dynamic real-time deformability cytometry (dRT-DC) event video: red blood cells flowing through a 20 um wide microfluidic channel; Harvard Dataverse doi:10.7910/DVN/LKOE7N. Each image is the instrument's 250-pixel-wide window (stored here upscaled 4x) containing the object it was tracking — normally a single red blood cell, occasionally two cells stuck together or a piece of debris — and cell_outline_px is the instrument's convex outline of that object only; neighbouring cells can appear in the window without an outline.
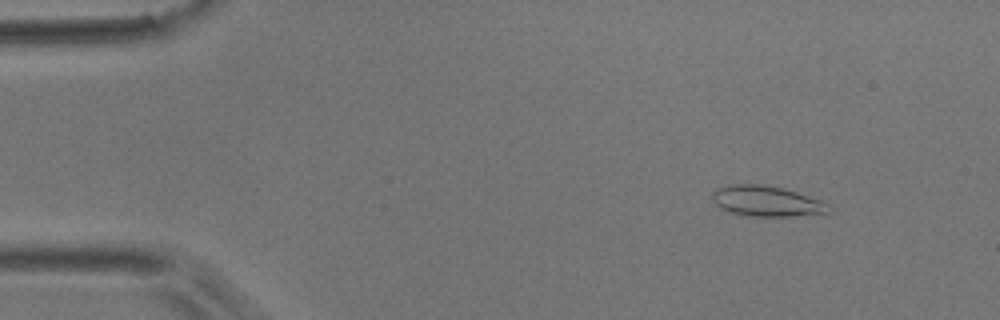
{"species": "common noctule bat (a hibernating species)", "species_latin": "Nyctalus noctula", "temperature_condition": "room temperature", "stored_images_in_passage": 52, "camera_frame_rate_fps": 3000, "um_per_image_px": 0.085, "animal": {"sex": "male", "body_mass_g": 17.9}, "frame": {"image": 1, "passage_image": 6, "time_ms": 1.667, "image_size_px": [1000, 320], "cell_outline_px": [[832, 212], [792, 216], [748, 216], [732, 212], [720, 208], [712, 200], [712, 192], [716, 188], [728, 184], [760, 184], [784, 188], [832, 204]], "centroid_in_image_um": [65.17, 17.09], "position_along_channel_um": 19.8, "area_um2": 20.87}}
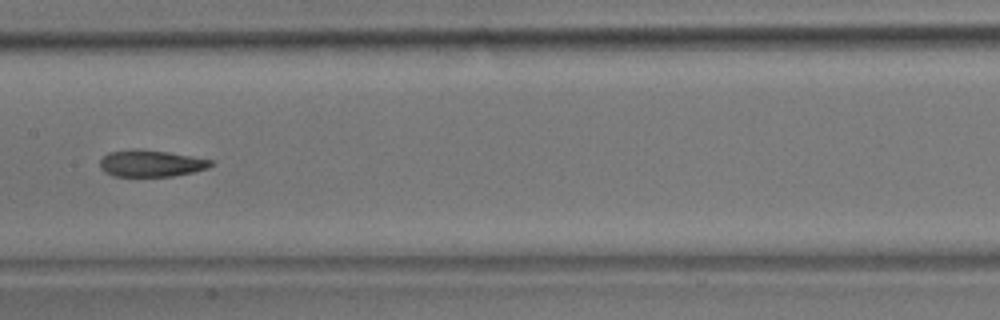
{"frame": {"image": 2, "passage_image": 26, "time_ms": 8.333, "image_size_px": [1000, 320], "cell_outline_px": [[216, 164], [208, 168], [192, 172], [172, 176], [112, 176], [104, 172], [100, 168], [100, 160], [108, 152], [132, 148], [168, 152], [212, 160]], "centroid_in_image_um": [12.81, 13.88], "position_along_channel_um": 194.6, "area_um2": 17.34}}
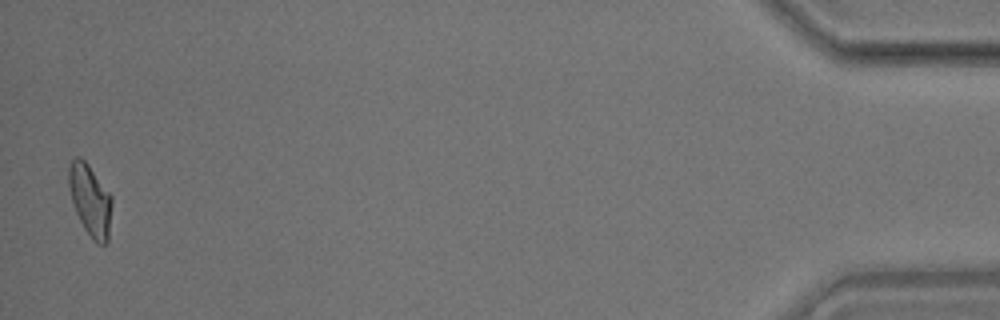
{"frame": {"image": 3, "passage_image": 51, "time_ms": 16.667, "image_size_px": [1000, 320], "cell_outline_px": [[112, 204], [108, 240], [104, 244], [96, 244], [92, 240], [84, 228], [76, 212], [72, 200], [68, 184], [68, 168], [72, 160], [76, 156], [80, 156], [88, 164], [112, 196]], "centroid_in_image_um": [7.67, 17.01], "position_along_channel_um": 427.5, "area_um2": 17.98}, "authors_computed_cell_mechanics": {"area_um2": 17.9469, "velocity_mm_per_s": 3.8842, "shape_relaxation_time_tau1_ms": 10.5897, "shape_relaxation_time_tau2_ms": 2.5689, "deformation_change_tau1": 0.2294, "deformation_change_tau2": 0.097}}